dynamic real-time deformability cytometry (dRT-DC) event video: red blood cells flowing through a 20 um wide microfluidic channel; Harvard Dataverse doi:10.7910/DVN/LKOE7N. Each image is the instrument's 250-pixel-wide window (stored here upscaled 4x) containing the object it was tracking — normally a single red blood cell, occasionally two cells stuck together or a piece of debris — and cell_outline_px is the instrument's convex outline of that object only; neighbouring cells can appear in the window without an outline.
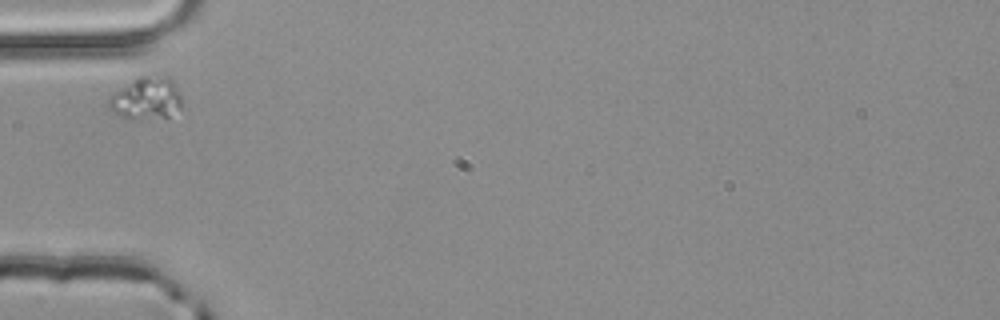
{"species": "common noctule bat (a hibernating species)", "species_latin": "Nyctalus noctula", "temperature_condition": "room temperature", "stored_images_in_passage": 1, "camera_frame_rate_fps": 3000, "um_per_image_px": 0.085, "animal": {"sex": "male", "body_mass_g": 20.4}, "frame": {"image": 1, "passage_image": 1, "time_ms": 0.0, "image_size_px": [1000, 320], "cell_outline_px": [[180, 108], [168, 116], [120, 116], [112, 112], [108, 104], [108, 100], [116, 92], [140, 76], [168, 76], [172, 80], [180, 96]], "centroid_in_image_um": [12.45, 8.31], "position_along_channel_um": 72.6, "area_um2": 16.82}}